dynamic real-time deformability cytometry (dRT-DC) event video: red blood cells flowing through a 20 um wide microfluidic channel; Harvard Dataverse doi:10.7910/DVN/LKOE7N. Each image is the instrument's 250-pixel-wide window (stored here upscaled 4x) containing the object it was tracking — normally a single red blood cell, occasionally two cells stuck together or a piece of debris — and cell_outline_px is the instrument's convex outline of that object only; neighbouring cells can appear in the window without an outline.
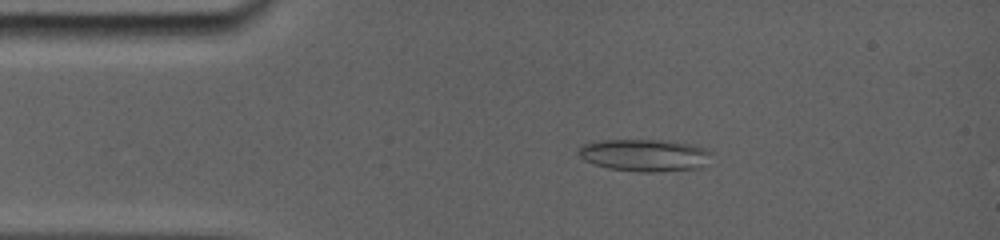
{"species": "common noctule bat (a hibernating species)", "species_latin": "Nyctalus noctula", "temperature_condition": "room temperature", "stored_images_in_passage": 63, "camera_frame_rate_fps": 5000, "um_per_image_px": 0.085, "animal": {"sex": "female", "body_mass_g": 19.0, "forearm_length_mm": 56.7}, "frame": {"image": 1, "passage_image": 15, "time_ms": 2.8, "image_size_px": [1000, 240], "cell_outline_px": [[696, 168], [652, 172], [640, 172], [608, 168], [584, 160], [580, 156], [580, 152], [584, 148], [592, 144], [620, 140], [632, 140], [668, 144], [688, 148], [696, 152]], "centroid_in_image_um": [54.38, 13.27], "position_along_channel_um": 30.6, "area_um2": 20.92}}
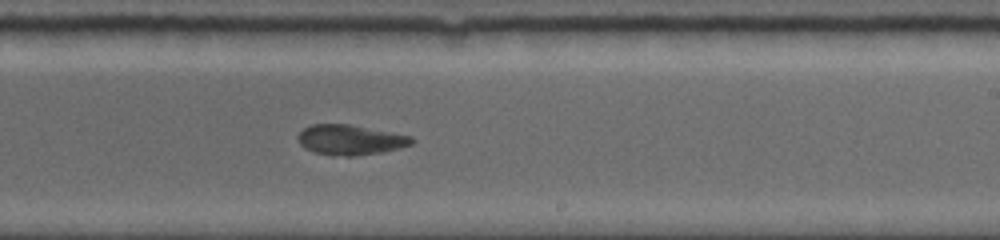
{"frame": {"image": 2, "passage_image": 41, "time_ms": 9.8, "image_size_px": [1000, 240], "cell_outline_px": [[416, 140], [412, 144], [400, 148], [380, 152], [356, 156], [332, 156], [316, 152], [304, 148], [300, 144], [296, 136], [304, 128], [312, 124], [348, 124], [412, 136]], "centroid_in_image_um": [29.77, 11.89], "position_along_channel_um": 259.2, "area_um2": 20.0}}
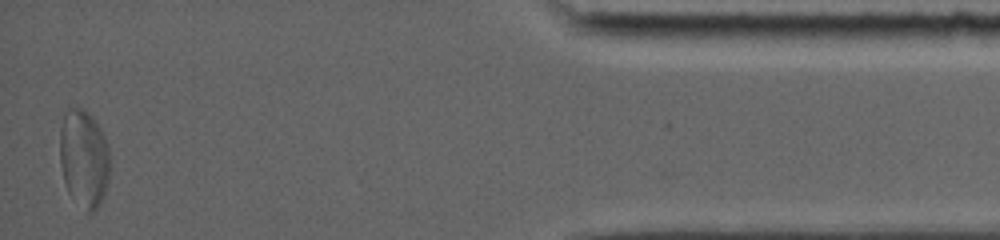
{"frame": {"image": 3, "passage_image": 62, "time_ms": 15.8, "image_size_px": [1000, 240], "cell_outline_px": [[108, 176], [104, 196], [100, 204], [92, 212], [88, 212], [68, 192], [64, 180], [60, 164], [60, 128], [64, 112], [68, 108], [80, 108], [88, 112], [92, 116], [100, 128], [104, 136], [108, 148]], "centroid_in_image_um": [7.11, 13.43], "position_along_channel_um": 428.1, "area_um2": 28.21}, "authors_computed_cell_mechanics": {"area_um2": 20.6924, "velocity_mm_per_s": 3.824, "shape_relaxation_time_tau1_ms": 7.6348, "shape_relaxation_time_tau2_ms": 2.4511, "deformation_change_tau1": 0.1855, "deformation_change_tau2": 0.0842}}